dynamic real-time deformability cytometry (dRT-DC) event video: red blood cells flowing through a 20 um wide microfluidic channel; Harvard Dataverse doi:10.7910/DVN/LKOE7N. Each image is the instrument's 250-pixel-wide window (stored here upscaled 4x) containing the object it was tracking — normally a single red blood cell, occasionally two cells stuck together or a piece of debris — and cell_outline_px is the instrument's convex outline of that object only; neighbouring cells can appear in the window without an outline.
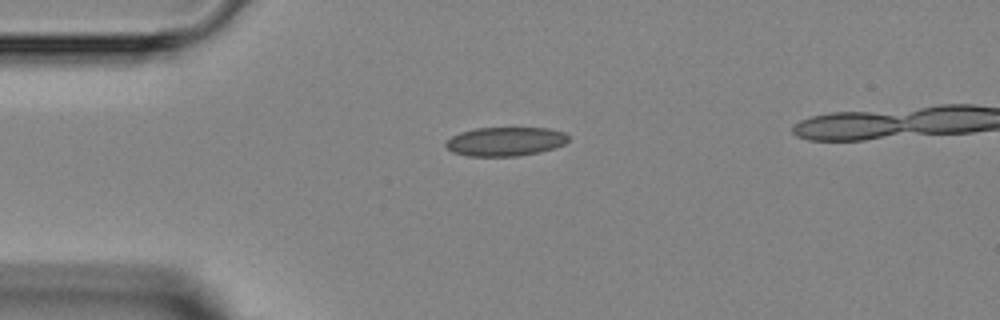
{"species": "Egyptian fruit bat (a non-hibernating species)", "species_latin": "Rousettus aegyptiacus", "temperature_condition": "room temperature", "stored_images_in_passage": 3, "camera_frame_rate_fps": 3000, "um_per_image_px": 0.085, "animal": {"sex": "female"}, "frame": {"image": 1, "passage_image": 1, "time_ms": 0.0, "image_size_px": [1000, 320], "cell_outline_px": [[568, 140], [564, 144], [556, 148], [540, 152], [516, 156], [468, 156], [452, 152], [444, 144], [452, 136], [460, 132], [476, 128], [548, 128], [564, 132], [568, 136]], "centroid_in_image_um": [42.96, 12.03], "position_along_channel_um": 42.0, "area_um2": 20.69}}
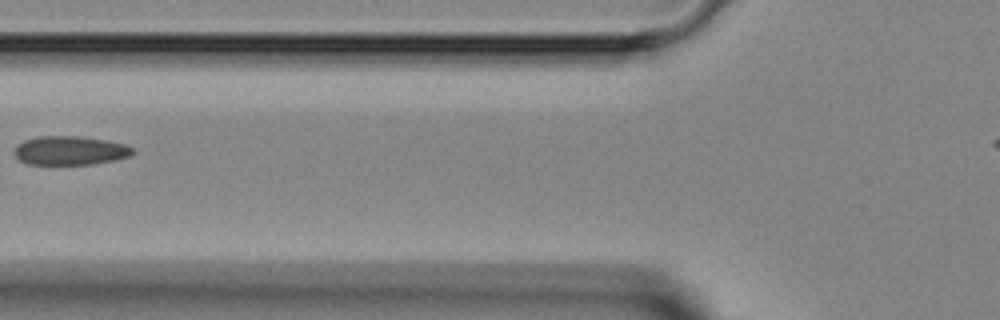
{"frame": {"image": 2, "passage_image": 3, "time_ms": 2.333, "image_size_px": [1000, 320], "cell_outline_px": [[136, 152], [128, 156], [116, 160], [92, 164], [28, 164], [20, 160], [12, 152], [24, 140], [36, 136], [80, 136], [108, 140], [124, 144], [132, 148]], "centroid_in_image_um": [5.97, 12.79], "position_along_channel_um": 119.8, "area_um2": 19.94}}